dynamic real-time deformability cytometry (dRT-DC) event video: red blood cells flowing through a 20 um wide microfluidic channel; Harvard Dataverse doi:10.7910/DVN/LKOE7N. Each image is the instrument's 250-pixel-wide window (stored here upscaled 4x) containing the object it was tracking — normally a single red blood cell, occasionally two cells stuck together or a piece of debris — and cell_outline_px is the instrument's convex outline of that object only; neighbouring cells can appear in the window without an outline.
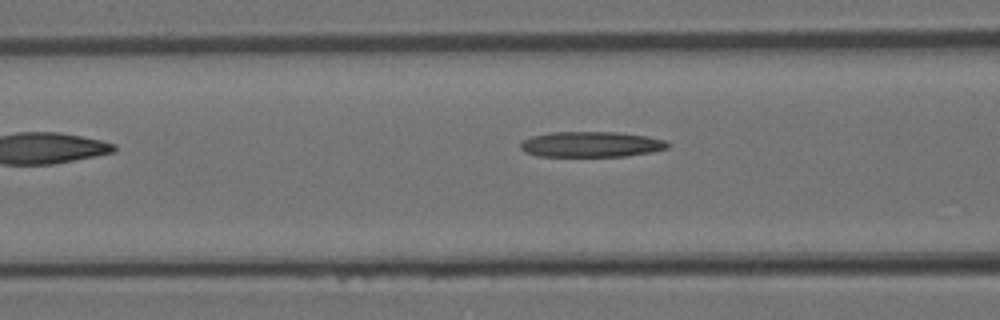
{"species": "Egyptian fruit bat (a non-hibernating species)", "species_latin": "Rousettus aegyptiacus", "temperature_condition": "room temperature", "stored_images_in_passage": 5, "camera_frame_rate_fps": 3000, "um_per_image_px": 0.085, "animal": {"sex": "female"}, "frame": {"image": 1, "passage_image": 5, "time_ms": 1.333, "image_size_px": [1000, 320], "cell_outline_px": [[668, 148], [652, 152], [624, 156], [536, 156], [524, 152], [520, 148], [520, 140], [532, 136], [548, 132], [616, 132], [648, 136], [664, 140], [668, 144]], "centroid_in_image_um": [50.19, 12.26], "position_along_channel_um": 116.4, "area_um2": 22.02}}